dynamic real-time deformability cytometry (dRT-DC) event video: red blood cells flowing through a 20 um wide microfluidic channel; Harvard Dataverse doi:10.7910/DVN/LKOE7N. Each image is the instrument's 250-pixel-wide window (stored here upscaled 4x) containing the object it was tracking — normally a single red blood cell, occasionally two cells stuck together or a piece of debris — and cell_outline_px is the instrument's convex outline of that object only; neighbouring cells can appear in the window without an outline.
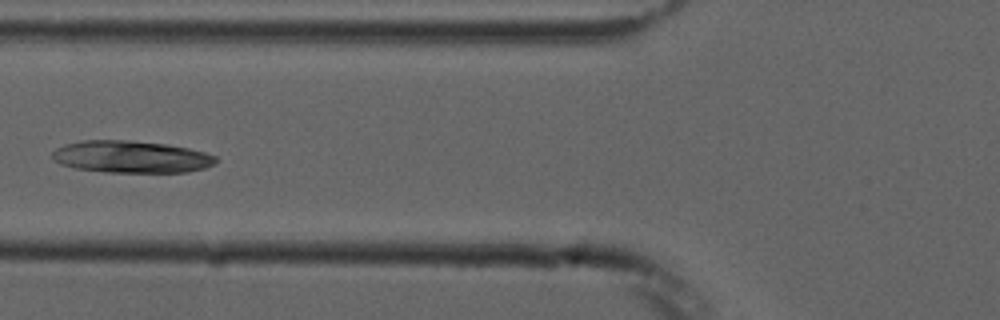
{"species": "common noctule bat (a hibernating species)", "species_latin": "Nyctalus noctula", "temperature_condition": "cold", "stored_images_in_passage": 6, "camera_frame_rate_fps": 3000, "um_per_image_px": 0.085, "animal": {"sex": "male", "forearm_length_mm": 52.5}, "frame": {"image": 1, "passage_image": 6, "time_ms": 6.667, "image_size_px": [1000, 320], "cell_outline_px": [[216, 160], [212, 164], [204, 168], [188, 172], [104, 172], [76, 168], [60, 164], [52, 160], [52, 152], [56, 148], [64, 144], [84, 140], [128, 140], [168, 144], [188, 148], [204, 152], [216, 156]], "centroid_in_image_um": [11.11, 13.32], "position_along_channel_um": 114.7, "area_um2": 30.63}}